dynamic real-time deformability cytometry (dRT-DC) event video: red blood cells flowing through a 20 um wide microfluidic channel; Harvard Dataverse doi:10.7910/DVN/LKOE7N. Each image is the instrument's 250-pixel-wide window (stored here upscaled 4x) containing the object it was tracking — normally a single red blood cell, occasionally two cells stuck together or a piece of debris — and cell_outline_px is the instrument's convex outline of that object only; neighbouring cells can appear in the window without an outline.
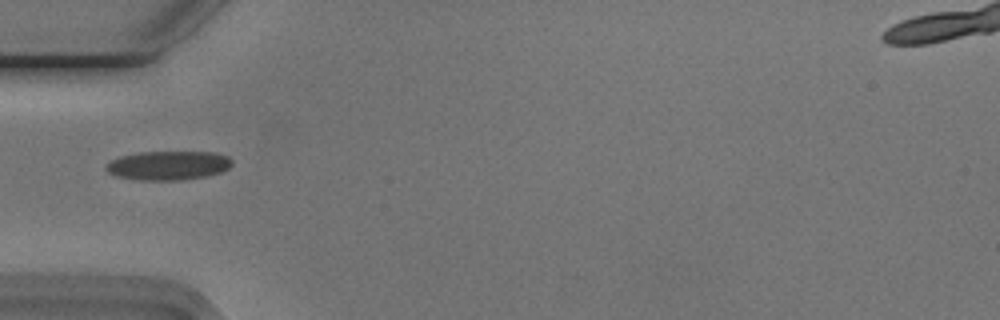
{"species": "Egyptian fruit bat (a non-hibernating species)", "species_latin": "Rousettus aegyptiacus", "temperature_condition": "cold", "stored_images_in_passage": 38, "camera_frame_rate_fps": 3000, "um_per_image_px": 0.085, "animal": {"sex": "male"}, "frame": {"image": 1, "passage_image": 1, "time_ms": 0.0, "image_size_px": [1000, 320], "cell_outline_px": [[232, 164], [228, 168], [220, 172], [208, 176], [180, 180], [136, 180], [112, 176], [104, 168], [104, 164], [120, 156], [140, 152], [212, 152], [228, 156], [232, 160]], "centroid_in_image_um": [14.25, 14.07], "position_along_channel_um": 70.8, "area_um2": 21.56}}
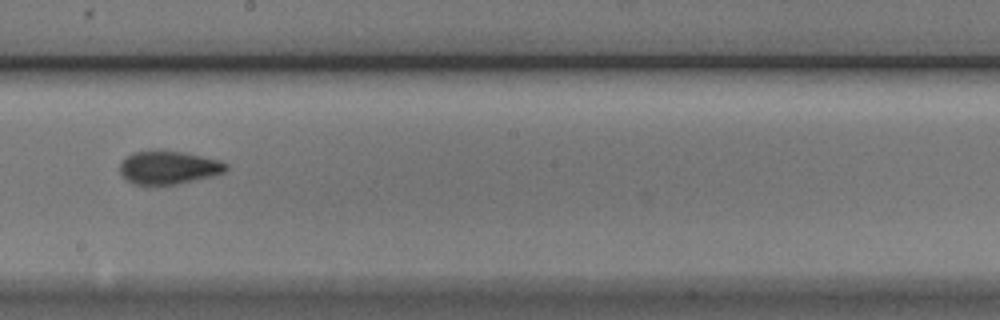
{"frame": {"image": 2, "passage_image": 14, "time_ms": 4.333, "image_size_px": [1000, 320], "cell_outline_px": [[228, 168], [224, 172], [212, 176], [180, 184], [132, 184], [120, 172], [120, 160], [132, 152], [160, 148], [184, 152], [216, 160], [228, 164]], "centroid_in_image_um": [14.29, 14.21], "position_along_channel_um": 233.9, "area_um2": 20.87}}
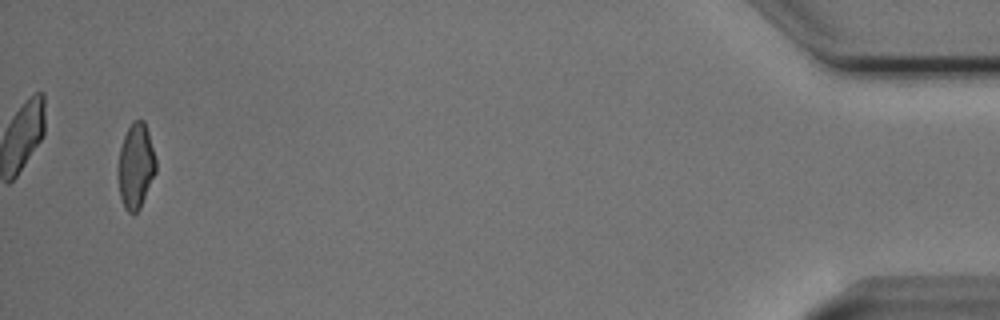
{"frame": {"image": 3, "passage_image": 36, "time_ms": 11.667, "image_size_px": [1000, 320], "cell_outline_px": [[156, 172], [140, 208], [136, 212], [128, 212], [124, 208], [120, 196], [116, 172], [116, 168], [120, 148], [124, 136], [132, 120], [144, 120], [148, 132], [156, 160]], "centroid_in_image_um": [11.51, 14.11], "position_along_channel_um": 423.7, "area_um2": 18.96}, "authors_computed_cell_mechanics": {"area_um2": 19.7965, "velocity_mm_per_s": 3.7596, "shape_relaxation_time_tau1_ms": 6.8957, "shape_relaxation_time_tau2_ms": 1.9838, "deformation_change_tau1": 0.1687, "deformation_change_tau2": 0.0837}}